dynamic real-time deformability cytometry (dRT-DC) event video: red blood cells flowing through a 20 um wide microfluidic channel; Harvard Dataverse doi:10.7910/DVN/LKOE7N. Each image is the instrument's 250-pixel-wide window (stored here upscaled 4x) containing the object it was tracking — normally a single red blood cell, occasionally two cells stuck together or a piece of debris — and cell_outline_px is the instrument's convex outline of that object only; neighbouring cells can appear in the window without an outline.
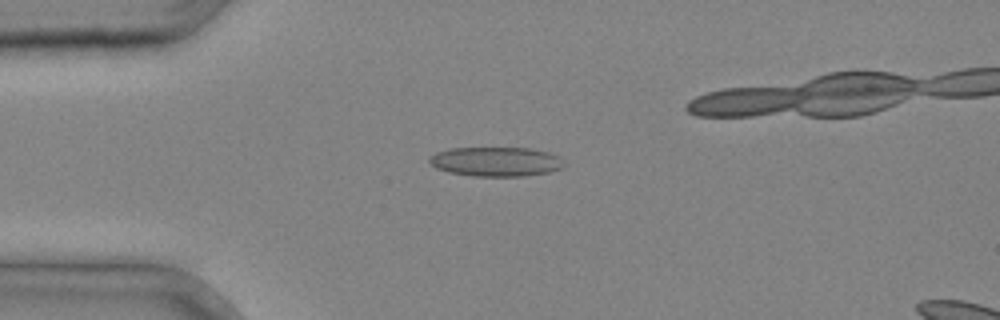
{"species": "common noctule bat (a hibernating species)", "species_latin": "Nyctalus noctula", "temperature_condition": "cold", "stored_images_in_passage": 27, "camera_frame_rate_fps": 3000, "um_per_image_px": 0.085, "animal": {"sex": "male", "body_mass_g": 20.4}, "frame": {"image": 1, "passage_image": 4, "time_ms": 1.0, "image_size_px": [1000, 320], "cell_outline_px": [[568, 164], [564, 168], [548, 172], [524, 176], [472, 176], [448, 172], [436, 168], [428, 160], [428, 156], [436, 152], [448, 148], [528, 148], [548, 152], [560, 156]], "centroid_in_image_um": [42.18, 13.74], "position_along_channel_um": 42.8, "area_um2": 23.41}}
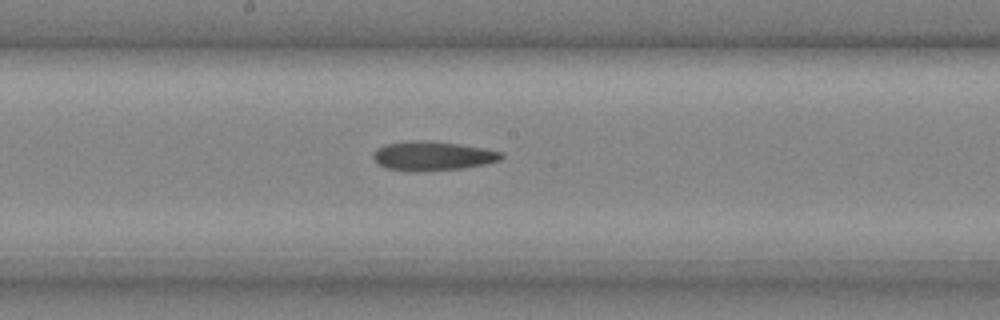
{"frame": {"image": 2, "passage_image": 15, "time_ms": 4.667, "image_size_px": [1000, 320], "cell_outline_px": [[504, 156], [500, 160], [488, 164], [464, 168], [416, 172], [384, 168], [372, 156], [376, 148], [384, 144], [412, 140], [428, 140], [460, 144], [484, 148], [504, 152]], "centroid_in_image_um": [36.8, 13.25], "position_along_channel_um": 211.4, "area_um2": 22.14}}
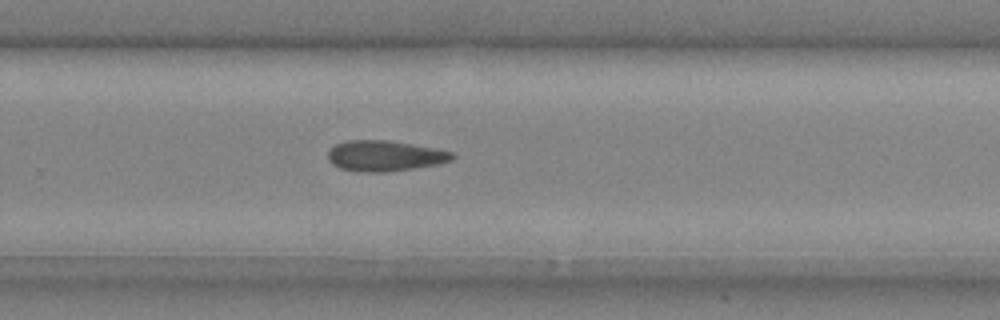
{"frame": {"image": 3, "passage_image": 20, "time_ms": 6.333, "image_size_px": [1000, 320], "cell_outline_px": [[456, 156], [452, 160], [436, 164], [416, 168], [388, 172], [356, 172], [340, 168], [332, 164], [328, 160], [328, 152], [336, 144], [348, 140], [388, 140], [412, 144], [452, 152]], "centroid_in_image_um": [32.68, 13.26], "position_along_channel_um": 297.1, "area_um2": 22.2}}